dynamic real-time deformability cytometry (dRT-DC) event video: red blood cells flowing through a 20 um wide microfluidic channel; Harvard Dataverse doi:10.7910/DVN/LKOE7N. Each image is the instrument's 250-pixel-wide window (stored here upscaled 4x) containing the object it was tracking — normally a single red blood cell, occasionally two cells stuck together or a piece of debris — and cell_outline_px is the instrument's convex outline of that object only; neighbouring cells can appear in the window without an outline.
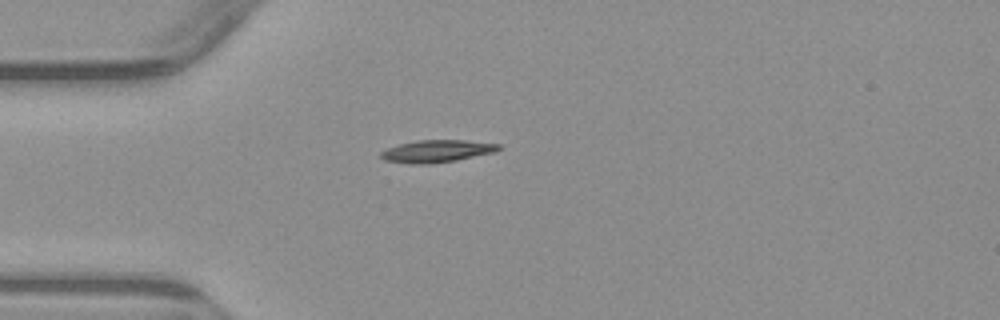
{"species": "common noctule bat (a hibernating species)", "species_latin": "Nyctalus noctula", "temperature_condition": "warm", "stored_images_in_passage": 1, "camera_frame_rate_fps": 3000, "um_per_image_px": 0.085, "animal": {"sex": "male", "body_mass_g": 23.1, "forearm_length_mm": 52.7}, "frame": {"image": 1, "passage_image": 1, "time_ms": 0.0, "image_size_px": [1000, 320], "cell_outline_px": [[500, 148], [496, 152], [456, 160], [432, 164], [412, 164], [384, 160], [380, 156], [380, 152], [388, 148], [400, 144], [416, 140], [464, 140], [500, 144]], "centroid_in_image_um": [37.13, 12.85], "position_along_channel_um": 47.9, "area_um2": 15.32}}